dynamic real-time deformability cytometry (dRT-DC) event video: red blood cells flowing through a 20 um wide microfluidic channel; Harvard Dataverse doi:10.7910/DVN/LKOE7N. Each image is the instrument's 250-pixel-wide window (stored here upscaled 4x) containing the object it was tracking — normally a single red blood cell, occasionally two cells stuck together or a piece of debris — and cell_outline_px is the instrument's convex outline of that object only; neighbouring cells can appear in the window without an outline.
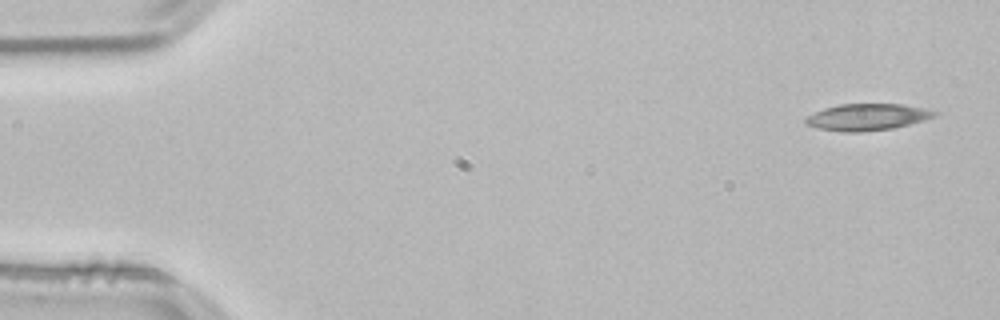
{"species": "common noctule bat (a hibernating species)", "species_latin": "Nyctalus noctula", "temperature_condition": "room temperature", "stored_images_in_passage": 9, "camera_frame_rate_fps": 3000, "um_per_image_px": 0.085, "animal": {"sex": "male", "body_mass_g": 21.5, "forearm_length_mm": 52.0}, "frame": {"image": 1, "passage_image": 1, "time_ms": 0.0, "image_size_px": [1000, 320], "cell_outline_px": [[940, 112], [936, 116], [924, 120], [892, 128], [860, 132], [840, 132], [816, 128], [804, 124], [804, 120], [808, 116], [824, 108], [840, 104], [900, 104], [924, 108]], "centroid_in_image_um": [73.7, 9.95], "position_along_channel_um": 11.3, "area_um2": 20.0}}